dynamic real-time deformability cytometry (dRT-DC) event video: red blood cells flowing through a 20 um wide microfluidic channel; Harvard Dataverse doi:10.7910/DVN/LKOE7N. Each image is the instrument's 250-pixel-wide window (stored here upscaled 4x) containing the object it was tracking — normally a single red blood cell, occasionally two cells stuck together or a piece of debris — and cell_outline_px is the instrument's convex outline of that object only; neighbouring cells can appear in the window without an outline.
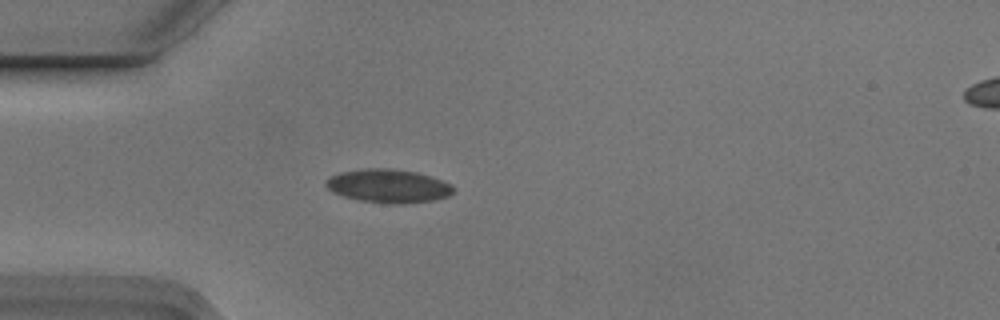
{"species": "Egyptian fruit bat (a non-hibernating species)", "species_latin": "Rousettus aegyptiacus", "temperature_condition": "cold", "stored_images_in_passage": 1, "camera_frame_rate_fps": 3000, "um_per_image_px": 0.085, "animal": {"sex": "male"}, "frame": {"image": 1, "passage_image": 1, "time_ms": 0.0, "image_size_px": [1000, 320], "cell_outline_px": [[456, 188], [448, 196], [436, 200], [404, 204], [388, 204], [360, 200], [344, 196], [332, 192], [324, 184], [324, 180], [340, 172], [364, 168], [392, 168], [416, 172], [432, 176], [452, 184]], "centroid_in_image_um": [33.03, 15.81], "position_along_channel_um": 52.0, "area_um2": 25.2}}